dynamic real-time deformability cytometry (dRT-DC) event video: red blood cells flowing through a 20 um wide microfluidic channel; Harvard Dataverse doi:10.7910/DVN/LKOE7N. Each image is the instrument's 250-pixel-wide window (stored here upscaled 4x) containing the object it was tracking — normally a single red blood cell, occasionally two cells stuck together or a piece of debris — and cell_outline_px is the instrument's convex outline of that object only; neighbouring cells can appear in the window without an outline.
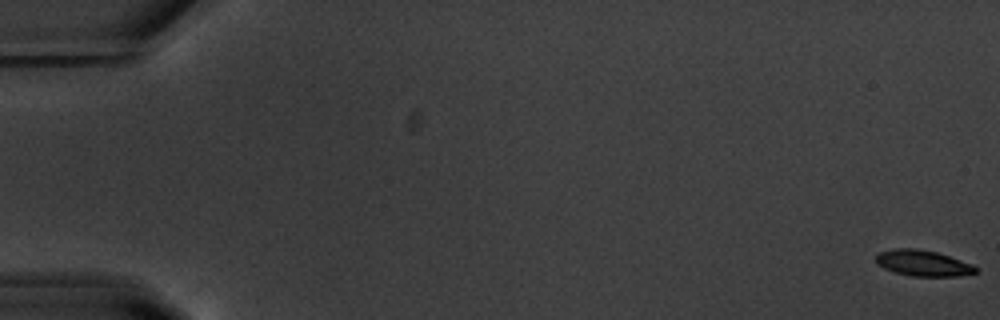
{"species": "common noctule bat (a hibernating species)", "species_latin": "Nyctalus noctula", "temperature_condition": "warm", "stored_images_in_passage": 56, "camera_frame_rate_fps": 3000, "um_per_image_px": 0.085, "animal": {"sex": "male", "body_mass_g": 20.1, "forearm_length_mm": 53.5}, "frame": {"image": 1, "passage_image": 1, "time_ms": 0.0, "image_size_px": [1000, 320], "cell_outline_px": [[976, 272], [956, 276], [912, 276], [896, 272], [884, 268], [876, 264], [876, 256], [880, 252], [896, 248], [916, 248], [936, 252], [972, 264], [976, 268]], "centroid_in_image_um": [78.41, 22.36], "position_along_channel_um": 6.6, "area_um2": 14.8}}
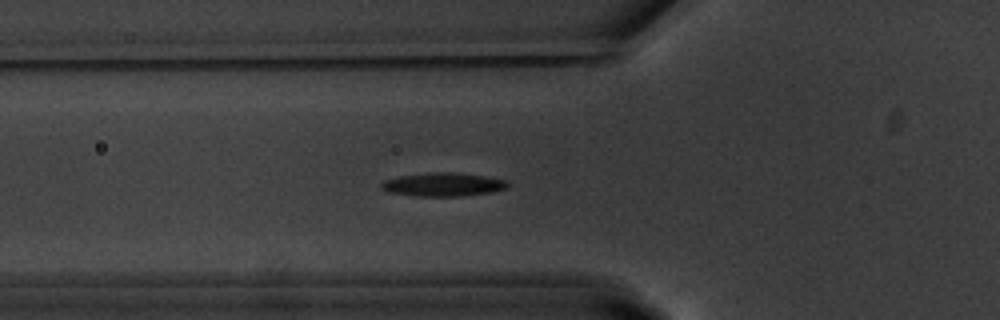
{"frame": {"image": 2, "passage_image": 21, "time_ms": 6.667, "image_size_px": [1000, 320], "cell_outline_px": [[508, 188], [492, 192], [464, 196], [416, 196], [388, 192], [380, 188], [380, 184], [384, 180], [400, 176], [428, 172], [460, 172], [508, 180]], "centroid_in_image_um": [37.68, 15.68], "position_along_channel_um": 88.1, "area_um2": 17.57}}
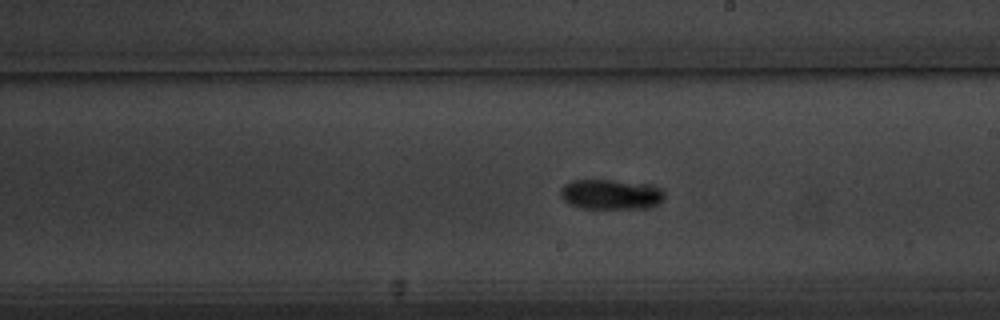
{"frame": {"image": 3, "passage_image": 33, "time_ms": 10.667, "image_size_px": [1000, 320], "cell_outline_px": [[664, 200], [660, 204], [648, 208], [580, 208], [568, 204], [560, 196], [560, 188], [564, 184], [572, 180], [612, 180], [660, 188], [664, 192]], "centroid_in_image_um": [51.87, 16.54], "position_along_channel_um": 237.1, "area_um2": 18.09}, "authors_computed_cell_mechanics": {"area_um2": 16.4441, "velocity_mm_per_s": 3.7206, "shape_relaxation_time_tau1_ms": 3.1149, "shape_relaxation_time_tau2_ms": 4.5904, "deformation_change_tau1": 0.147, "deformation_change_tau2": 0.0914}}